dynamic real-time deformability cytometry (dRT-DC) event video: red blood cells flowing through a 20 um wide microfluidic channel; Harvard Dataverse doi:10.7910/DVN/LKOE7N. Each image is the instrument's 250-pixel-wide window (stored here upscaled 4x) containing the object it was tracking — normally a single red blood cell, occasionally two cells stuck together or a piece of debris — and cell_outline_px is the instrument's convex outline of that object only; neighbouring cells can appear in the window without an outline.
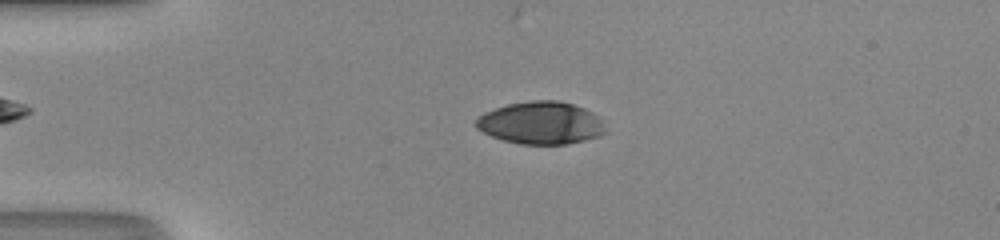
{"species": "human", "species_latin": "Homo sapiens", "temperature_condition": "room temperature", "stored_images_in_passage": 45, "camera_frame_rate_fps": 3000, "um_per_image_px": 0.085, "donor": {"sex": "male"}, "frame": {"image": 1, "passage_image": 13, "time_ms": 4.0, "image_size_px": [1000, 240], "cell_outline_px": [[608, 132], [600, 136], [584, 140], [564, 144], [520, 144], [504, 140], [492, 136], [476, 128], [476, 120], [484, 112], [508, 104], [532, 100], [560, 100], [584, 108], [592, 112], [600, 120]], "centroid_in_image_um": [45.99, 10.45], "position_along_channel_um": 39.0, "area_um2": 31.91}}
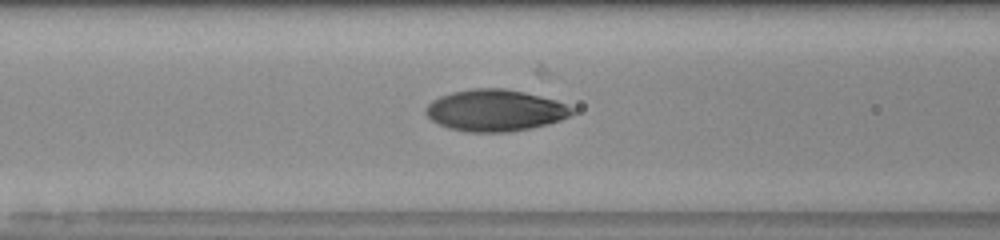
{"frame": {"image": 2, "passage_image": 22, "time_ms": 7.0, "image_size_px": [1000, 240], "cell_outline_px": [[576, 112], [560, 120], [548, 124], [508, 132], [468, 132], [448, 128], [432, 120], [424, 112], [424, 108], [432, 100], [440, 96], [452, 92], [472, 88], [504, 88], [524, 92], [556, 100], [572, 108]], "centroid_in_image_um": [42.06, 9.38], "position_along_channel_um": 124.5, "area_um2": 35.37}}
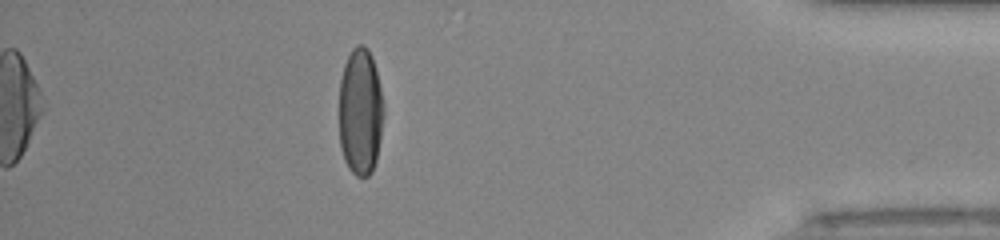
{"frame": {"image": 3, "passage_image": 45, "time_ms": 14.667, "image_size_px": [1000, 240], "cell_outline_px": [[384, 116], [376, 160], [372, 172], [368, 176], [356, 176], [348, 168], [344, 160], [340, 148], [340, 80], [344, 64], [352, 48], [356, 44], [364, 44], [368, 48], [372, 56], [380, 84], [384, 104]], "centroid_in_image_um": [30.64, 9.48], "position_along_channel_um": 404.6, "area_um2": 33.41}, "authors_computed_cell_mechanics": {"area_um2": 34.4488, "velocity_mm_per_s": 4.2086, "shape_relaxation_time_tau1_ms": 4.6183, "shape_relaxation_time_tau2_ms": 0.8259, "deformation_change_tau1": 0.2162, "deformation_change_tau2": 0.044}}